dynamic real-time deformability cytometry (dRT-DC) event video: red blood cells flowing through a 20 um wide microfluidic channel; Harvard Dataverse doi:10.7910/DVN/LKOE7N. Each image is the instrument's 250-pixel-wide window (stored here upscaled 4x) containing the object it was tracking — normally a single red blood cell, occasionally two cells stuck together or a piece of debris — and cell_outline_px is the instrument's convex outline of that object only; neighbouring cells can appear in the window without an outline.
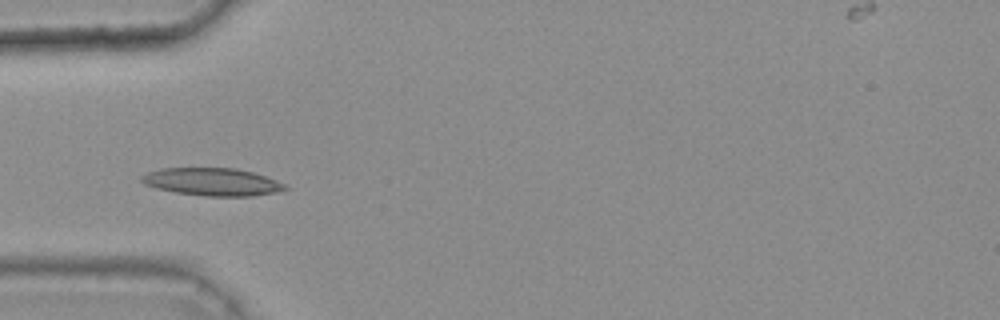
{"species": "common noctule bat (a hibernating species)", "species_latin": "Nyctalus noctula", "temperature_condition": "warm", "stored_images_in_passage": 29, "camera_frame_rate_fps": 3000, "um_per_image_px": 0.085, "animal": {"sex": "female", "body_mass_g": 25.1}, "frame": {"image": 1, "passage_image": 1, "time_ms": 0.0, "image_size_px": [1000, 320], "cell_outline_px": [[288, 188], [276, 192], [252, 196], [204, 196], [176, 192], [156, 188], [144, 184], [140, 180], [140, 176], [148, 172], [160, 168], [236, 168], [252, 172], [288, 184]], "centroid_in_image_um": [18.03, 15.45], "position_along_channel_um": 67.0, "area_um2": 23.18}}
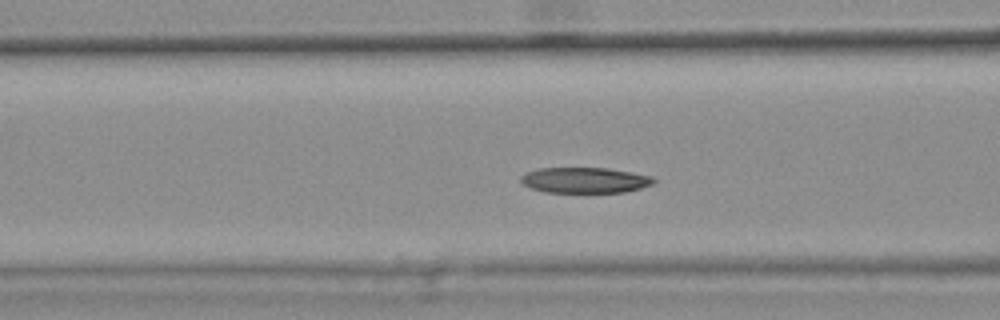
{"frame": {"image": 2, "passage_image": 5, "time_ms": 1.333, "image_size_px": [1000, 320], "cell_outline_px": [[656, 180], [652, 184], [640, 188], [624, 192], [544, 192], [532, 188], [524, 184], [520, 180], [520, 176], [524, 172], [540, 168], [608, 168], [652, 176]], "centroid_in_image_um": [49.69, 15.31], "position_along_channel_um": 116.9, "area_um2": 19.77}, "authors_computed_cell_mechanics": {"area_um2": 20.7502, "velocity_mm_per_s": 3.7605, "shape_relaxation_time_tau1_ms": 9.1246, "shape_relaxation_time_tau2_ms": 3.8482, "deformation_change_tau1": 0.1794, "deformation_change_tau2": 0.092}}